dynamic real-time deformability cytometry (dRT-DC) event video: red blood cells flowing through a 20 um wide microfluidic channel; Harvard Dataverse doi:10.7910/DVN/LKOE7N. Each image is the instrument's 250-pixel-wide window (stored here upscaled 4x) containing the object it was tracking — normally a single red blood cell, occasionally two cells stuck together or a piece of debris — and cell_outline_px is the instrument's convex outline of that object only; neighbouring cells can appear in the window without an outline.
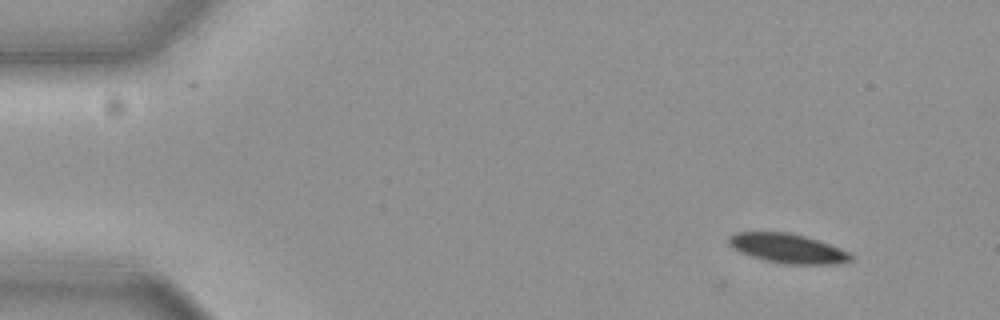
{"species": "common noctule bat (a hibernating species)", "species_latin": "Nyctalus noctula", "temperature_condition": "cold", "stored_images_in_passage": 9, "camera_frame_rate_fps": 3000, "um_per_image_px": 0.085, "animal": {"sex": "female", "body_mass_g": 19.3, "forearm_length_mm": 54.1}, "frame": {"image": 1, "passage_image": 1, "time_ms": 0.0, "image_size_px": [1000, 320], "cell_outline_px": [[852, 260], [836, 264], [784, 264], [764, 260], [740, 252], [732, 248], [728, 244], [728, 236], [736, 232], [788, 232], [804, 236], [828, 244], [848, 252], [852, 256]], "centroid_in_image_um": [66.9, 21.11], "position_along_channel_um": 18.1, "area_um2": 20.75}}